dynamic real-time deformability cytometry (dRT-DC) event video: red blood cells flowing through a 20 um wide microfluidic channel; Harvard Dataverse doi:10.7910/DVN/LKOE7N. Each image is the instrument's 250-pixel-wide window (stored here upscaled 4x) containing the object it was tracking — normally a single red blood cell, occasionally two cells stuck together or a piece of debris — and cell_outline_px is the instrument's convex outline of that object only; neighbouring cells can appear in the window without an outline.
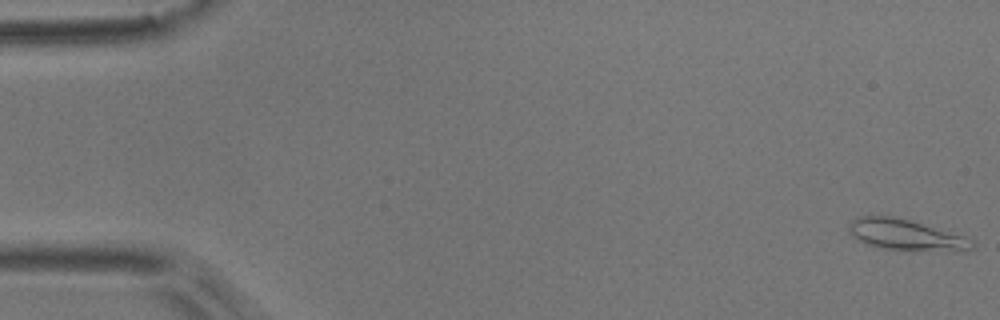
{"species": "common noctule bat (a hibernating species)", "species_latin": "Nyctalus noctula", "temperature_condition": "room temperature", "stored_images_in_passage": 12, "camera_frame_rate_fps": 3000, "um_per_image_px": 0.085, "animal": {"sex": "male", "body_mass_g": 17.9}, "frame": {"image": 1, "passage_image": 1, "time_ms": 0.0, "image_size_px": [1000, 320], "cell_outline_px": [[976, 244], [972, 248], [960, 252], [904, 252], [884, 248], [868, 244], [852, 236], [848, 232], [848, 224], [856, 216], [896, 216], [964, 236], [976, 240]], "centroid_in_image_um": [77.06, 20.0], "position_along_channel_um": 7.9, "area_um2": 23.0}}